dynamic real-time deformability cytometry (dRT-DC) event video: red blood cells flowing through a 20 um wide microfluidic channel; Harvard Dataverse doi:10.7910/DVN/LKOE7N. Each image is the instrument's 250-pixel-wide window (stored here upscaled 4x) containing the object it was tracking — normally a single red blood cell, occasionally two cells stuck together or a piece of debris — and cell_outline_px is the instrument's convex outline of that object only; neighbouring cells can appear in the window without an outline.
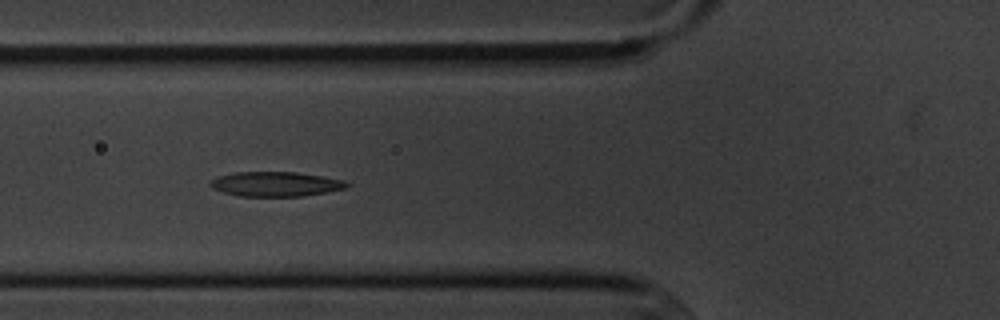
{"species": "common noctule bat (a hibernating species)", "species_latin": "Nyctalus noctula", "temperature_condition": "cold", "stored_images_in_passage": 14, "segment_of_instrument_passage": [1, 2], "camera_frame_rate_fps": 3000, "um_per_image_px": 0.085, "animal": {"sex": "male", "body_mass_g": 20.1, "forearm_length_mm": 53.5}, "frame": {"image": 1, "passage_image": 4, "time_ms": 3.333, "image_size_px": [1000, 320], "cell_outline_px": [[352, 184], [348, 188], [328, 192], [304, 196], [240, 196], [224, 192], [212, 188], [208, 184], [216, 176], [236, 172], [296, 172], [344, 180]], "centroid_in_image_um": [23.46, 15.64], "position_along_channel_um": 102.3, "area_um2": 19.71}}
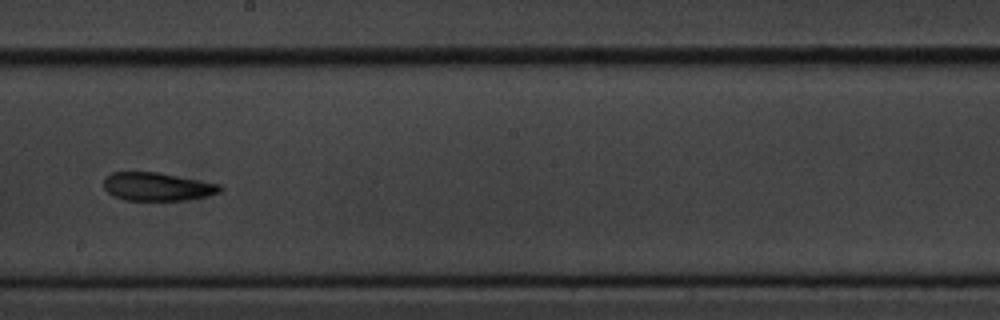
{"frame": {"image": 2, "passage_image": 7, "time_ms": 7.0, "image_size_px": [1000, 320], "cell_outline_px": [[224, 188], [220, 192], [208, 196], [184, 200], [124, 200], [112, 196], [104, 188], [104, 176], [112, 172], [160, 172], [220, 184]], "centroid_in_image_um": [13.36, 15.86], "position_along_channel_um": 234.8, "area_um2": 19.36}}
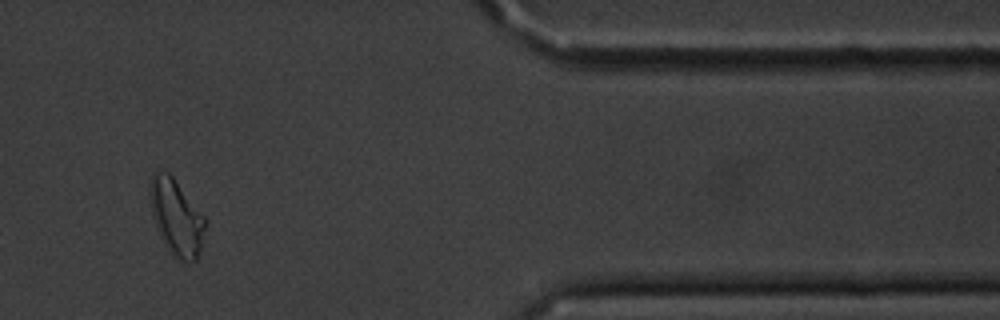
{"frame": {"image": 3, "passage_image": 11, "time_ms": 12.333, "image_size_px": [1000, 320], "cell_outline_px": [[204, 228], [200, 248], [196, 260], [192, 264], [180, 260], [172, 256], [164, 244], [152, 212], [148, 192], [152, 176], [156, 172], [168, 172], [172, 176], [204, 216]], "centroid_in_image_um": [14.97, 18.49], "position_along_channel_um": 396.4, "area_um2": 23.87}}